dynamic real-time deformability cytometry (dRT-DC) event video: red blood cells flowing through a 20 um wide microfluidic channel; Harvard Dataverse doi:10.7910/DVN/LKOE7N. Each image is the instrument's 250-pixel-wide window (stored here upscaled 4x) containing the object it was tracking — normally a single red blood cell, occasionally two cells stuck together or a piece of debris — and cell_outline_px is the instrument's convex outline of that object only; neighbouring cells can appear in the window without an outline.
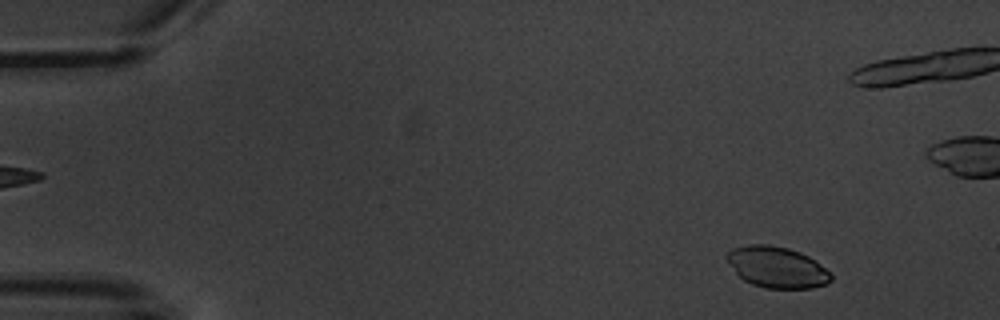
{"species": "common noctule bat (a hibernating species)", "species_latin": "Nyctalus noctula", "temperature_condition": "warm", "stored_images_in_passage": 5, "camera_frame_rate_fps": 3000, "um_per_image_px": 0.085, "animal": {"sex": "male", "body_mass_g": 20.1, "forearm_length_mm": 53.5}, "frame": {"image": 1, "passage_image": 1, "time_ms": 0.0, "image_size_px": [1000, 320], "cell_outline_px": [[832, 280], [828, 284], [812, 288], [764, 288], [752, 284], [744, 280], [736, 272], [724, 256], [732, 248], [748, 244], [768, 244], [788, 248], [800, 252], [808, 256], [824, 268], [832, 276]], "centroid_in_image_um": [66.02, 22.71], "position_along_channel_um": 19.0, "area_um2": 24.85}}